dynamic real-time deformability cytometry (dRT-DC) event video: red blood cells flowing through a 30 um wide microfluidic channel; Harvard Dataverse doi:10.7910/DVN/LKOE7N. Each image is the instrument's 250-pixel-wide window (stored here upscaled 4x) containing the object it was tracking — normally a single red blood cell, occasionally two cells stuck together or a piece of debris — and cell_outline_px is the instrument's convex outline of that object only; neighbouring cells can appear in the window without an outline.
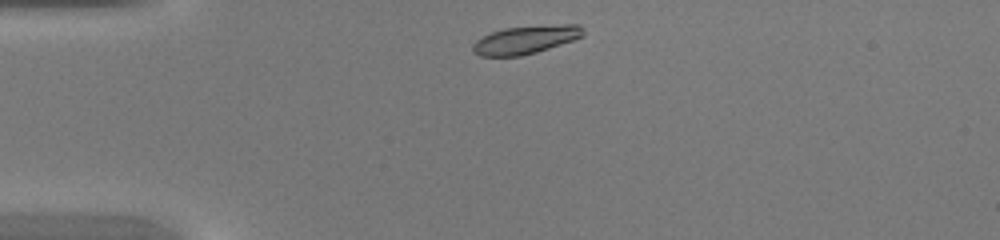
{"species": "common noctule bat (a hibernating species)", "species_latin": "Nyctalus noctula", "temperature_condition": "warm", "stored_images_in_passage": 35, "camera_frame_rate_fps": 3000, "um_per_image_px": 0.085, "animal": {"sex": "female", "body_mass_g": 20.0, "forearm_length_mm": 54.0}, "frame": {"image": 1, "passage_image": 1, "time_ms": 0.0, "image_size_px": [1000, 240], "cell_outline_px": [[584, 36], [536, 52], [520, 56], [480, 56], [472, 52], [472, 44], [476, 40], [492, 32], [504, 28], [564, 24], [580, 24], [584, 32]], "centroid_in_image_um": [44.66, 3.38], "position_along_channel_um": 40.3, "area_um2": 17.98}}
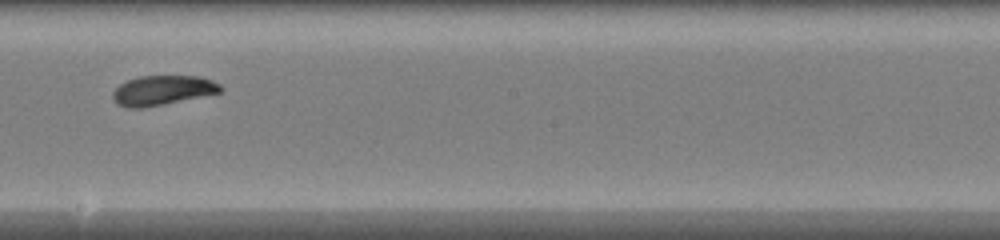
{"frame": {"image": 2, "passage_image": 16, "time_ms": 5.0, "image_size_px": [1000, 240], "cell_outline_px": [[224, 88], [220, 92], [164, 104], [140, 108], [128, 108], [116, 104], [112, 100], [112, 92], [120, 84], [128, 80], [140, 76], [200, 76], [212, 80], [220, 84]], "centroid_in_image_um": [13.79, 7.68], "position_along_channel_um": 234.4, "area_um2": 18.61}}
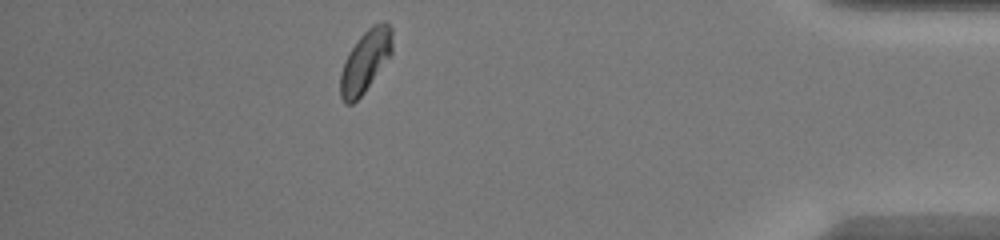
{"frame": {"image": 3, "passage_image": 30, "time_ms": 9.667, "image_size_px": [1000, 240], "cell_outline_px": [[392, 52], [364, 92], [352, 104], [344, 104], [340, 96], [340, 72], [344, 60], [348, 52], [356, 40], [372, 24], [380, 20], [384, 20], [392, 28]], "centroid_in_image_um": [31.03, 5.16], "position_along_channel_um": 404.2, "area_um2": 18.84}}